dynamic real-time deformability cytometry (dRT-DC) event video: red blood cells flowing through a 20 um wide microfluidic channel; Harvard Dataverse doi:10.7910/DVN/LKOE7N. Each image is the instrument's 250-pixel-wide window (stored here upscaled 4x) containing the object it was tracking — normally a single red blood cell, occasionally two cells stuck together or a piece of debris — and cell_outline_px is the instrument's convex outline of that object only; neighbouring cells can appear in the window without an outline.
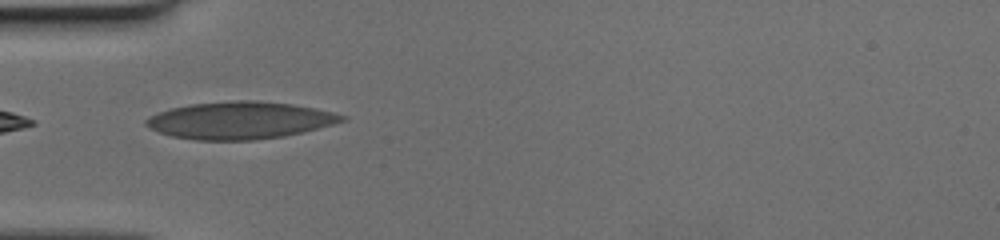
{"species": "human", "species_latin": "Homo sapiens", "temperature_condition": "cold", "stored_images_in_passage": 35, "camera_frame_rate_fps": 3000, "um_per_image_px": 0.085, "donor": {"sex": "female"}, "frame": {"image": 1, "passage_image": 1, "time_ms": 0.0, "image_size_px": [1000, 240], "cell_outline_px": [[348, 120], [284, 136], [256, 140], [196, 140], [172, 136], [148, 128], [144, 124], [144, 120], [148, 116], [172, 108], [188, 104], [232, 100], [256, 100], [292, 104], [316, 108], [348, 116]], "centroid_in_image_um": [20.37, 10.22], "position_along_channel_um": 64.6, "area_um2": 42.6}}
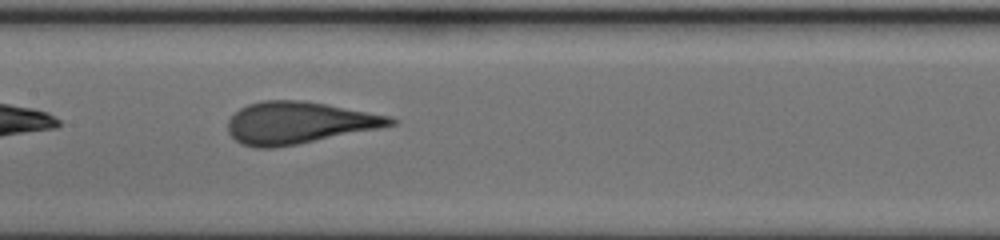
{"frame": {"image": 2, "passage_image": 10, "time_ms": 3.0, "image_size_px": [1000, 240], "cell_outline_px": [[400, 120], [396, 124], [380, 128], [276, 148], [256, 148], [240, 144], [228, 132], [228, 120], [240, 108], [248, 104], [264, 100], [300, 100], [324, 104], [392, 116]], "centroid_in_image_um": [25.4, 10.44], "position_along_channel_um": 182.0, "area_um2": 39.65}}
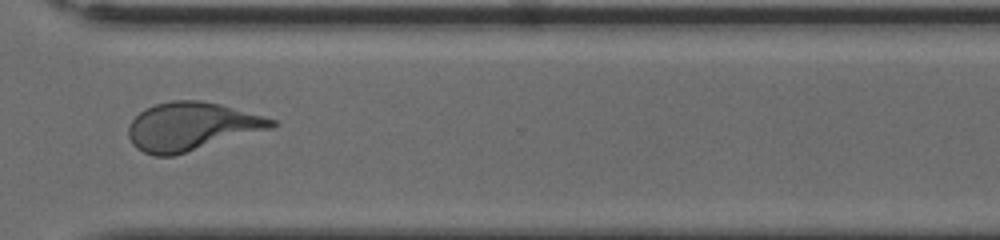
{"frame": {"image": 3, "passage_image": 23, "time_ms": 7.333, "image_size_px": [1000, 240], "cell_outline_px": [[276, 128], [172, 156], [156, 156], [144, 152], [136, 148], [132, 144], [128, 136], [128, 128], [132, 120], [144, 108], [156, 104], [172, 100], [200, 100], [220, 104], [264, 116], [276, 120]], "centroid_in_image_um": [16.3, 10.75], "position_along_channel_um": 354.3, "area_um2": 40.4}}